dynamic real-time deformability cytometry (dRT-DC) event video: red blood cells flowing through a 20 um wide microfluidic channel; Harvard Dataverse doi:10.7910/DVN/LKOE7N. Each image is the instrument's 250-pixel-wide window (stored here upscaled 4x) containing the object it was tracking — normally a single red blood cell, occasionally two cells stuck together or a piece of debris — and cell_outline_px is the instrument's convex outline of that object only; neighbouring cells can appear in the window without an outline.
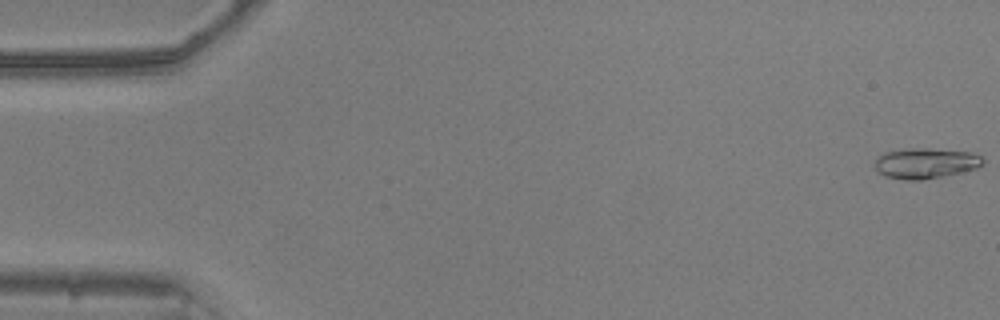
{"species": "common noctule bat (a hibernating species)", "species_latin": "Nyctalus noctula", "temperature_condition": "warm", "stored_images_in_passage": 9, "camera_frame_rate_fps": 3000, "um_per_image_px": 0.085, "animal": {"sex": "male", "body_mass_g": 20.5, "forearm_length_mm": 52.5}, "frame": {"image": 1, "passage_image": 1, "time_ms": 0.0, "image_size_px": [1000, 320], "cell_outline_px": [[984, 164], [976, 168], [960, 172], [924, 180], [908, 180], [884, 176], [876, 168], [876, 160], [884, 152], [912, 148], [928, 148], [972, 152], [980, 156], [984, 160]], "centroid_in_image_um": [78.7, 13.87], "position_along_channel_um": 6.3, "area_um2": 19.02}}